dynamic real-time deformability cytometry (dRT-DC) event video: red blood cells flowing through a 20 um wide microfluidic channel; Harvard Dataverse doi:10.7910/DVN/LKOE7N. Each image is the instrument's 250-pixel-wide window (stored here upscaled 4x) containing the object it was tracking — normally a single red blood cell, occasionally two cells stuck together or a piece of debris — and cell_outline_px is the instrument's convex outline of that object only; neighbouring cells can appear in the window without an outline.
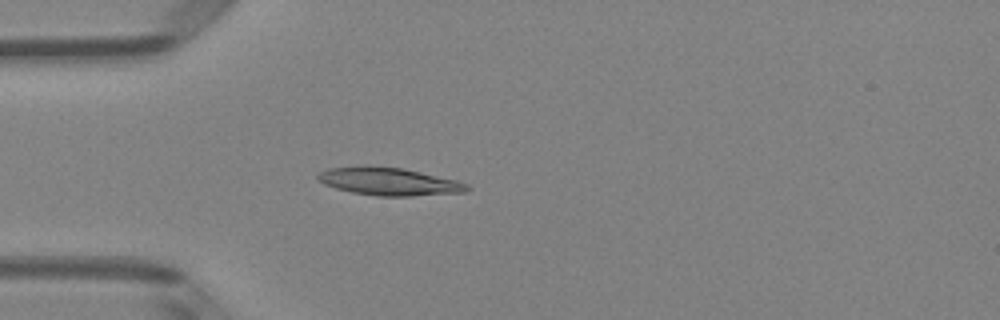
{"species": "Egyptian fruit bat (a non-hibernating species)", "species_latin": "Rousettus aegyptiacus", "temperature_condition": "room temperature", "stored_images_in_passage": 3, "camera_frame_rate_fps": 3000, "um_per_image_px": 0.085, "animal": {"sex": "female"}, "frame": {"image": 1, "passage_image": 3, "time_ms": 0.667, "image_size_px": [1000, 320], "cell_outline_px": [[472, 188], [468, 192], [412, 196], [376, 196], [352, 192], [336, 188], [324, 184], [316, 180], [316, 176], [320, 172], [328, 168], [364, 164], [368, 164], [400, 168], [420, 172], [456, 180], [468, 184]], "centroid_in_image_um": [33.03, 15.41], "position_along_channel_um": 52.0, "area_um2": 24.57}}